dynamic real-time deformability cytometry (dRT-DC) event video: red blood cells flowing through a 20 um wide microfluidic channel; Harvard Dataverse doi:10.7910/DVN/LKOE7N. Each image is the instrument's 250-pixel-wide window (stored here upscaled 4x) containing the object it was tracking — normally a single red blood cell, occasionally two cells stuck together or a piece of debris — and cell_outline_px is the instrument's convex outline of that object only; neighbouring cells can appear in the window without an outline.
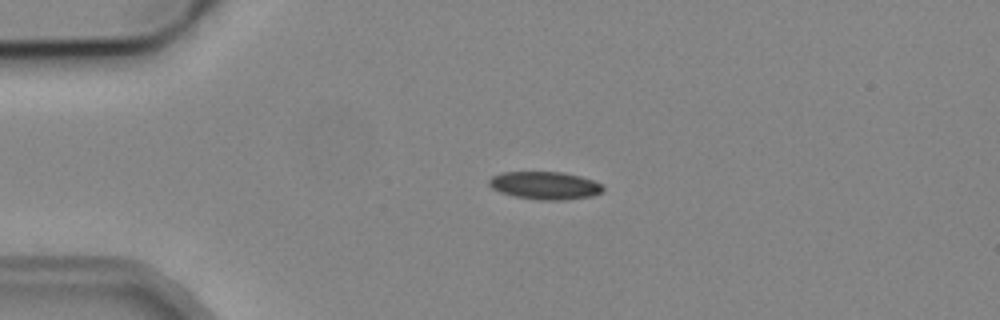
{"species": "common noctule bat (a hibernating species)", "species_latin": "Nyctalus noctula", "temperature_condition": "cold", "stored_images_in_passage": 4, "camera_frame_rate_fps": 3000, "um_per_image_px": 0.085, "animal": {"sex": "male", "body_mass_g": 19.2, "forearm_length_mm": 51.8}, "frame": {"image": 1, "passage_image": 3, "time_ms": 2.333, "image_size_px": [1000, 320], "cell_outline_px": [[604, 188], [600, 192], [592, 196], [560, 200], [540, 200], [516, 196], [500, 192], [492, 188], [488, 184], [488, 180], [492, 176], [500, 172], [564, 172], [580, 176], [604, 184]], "centroid_in_image_um": [46.31, 15.75], "position_along_channel_um": 38.7, "area_um2": 18.44}}